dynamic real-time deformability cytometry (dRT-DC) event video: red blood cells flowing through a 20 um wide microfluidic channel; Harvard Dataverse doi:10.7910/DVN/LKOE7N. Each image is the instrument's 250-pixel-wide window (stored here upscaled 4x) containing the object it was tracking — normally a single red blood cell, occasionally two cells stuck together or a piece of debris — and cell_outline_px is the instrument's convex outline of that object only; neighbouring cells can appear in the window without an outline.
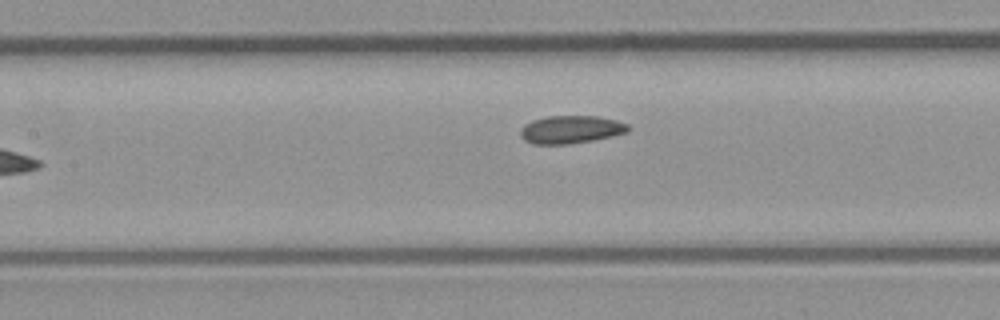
{"species": "common noctule bat (a hibernating species)", "species_latin": "Nyctalus noctula", "temperature_condition": "room temperature", "stored_images_in_passage": 8, "camera_frame_rate_fps": 3000, "um_per_image_px": 0.085, "animal": {"sex": "male", "body_mass_g": 23.1, "forearm_length_mm": 52.7}, "frame": {"image": 1, "passage_image": 7, "time_ms": 2.0, "image_size_px": [1000, 320], "cell_outline_px": [[632, 128], [628, 132], [612, 136], [592, 140], [568, 144], [532, 144], [524, 140], [520, 136], [520, 128], [524, 124], [532, 120], [548, 116], [596, 116], [616, 120], [628, 124]], "centroid_in_image_um": [48.51, 11.01], "position_along_channel_um": 158.9, "area_um2": 17.63}}
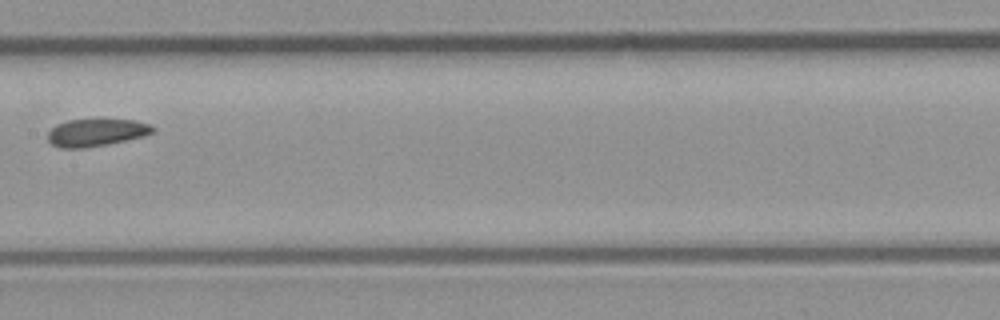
{"frame": {"image": 2, "passage_image": 8, "time_ms": 2.333, "image_size_px": [1000, 320], "cell_outline_px": [[156, 128], [152, 132], [144, 136], [108, 144], [84, 148], [60, 148], [52, 144], [48, 140], [48, 132], [56, 124], [68, 120], [136, 120], [148, 124]], "centroid_in_image_um": [8.16, 11.27], "position_along_channel_um": 199.2, "area_um2": 16.65}}